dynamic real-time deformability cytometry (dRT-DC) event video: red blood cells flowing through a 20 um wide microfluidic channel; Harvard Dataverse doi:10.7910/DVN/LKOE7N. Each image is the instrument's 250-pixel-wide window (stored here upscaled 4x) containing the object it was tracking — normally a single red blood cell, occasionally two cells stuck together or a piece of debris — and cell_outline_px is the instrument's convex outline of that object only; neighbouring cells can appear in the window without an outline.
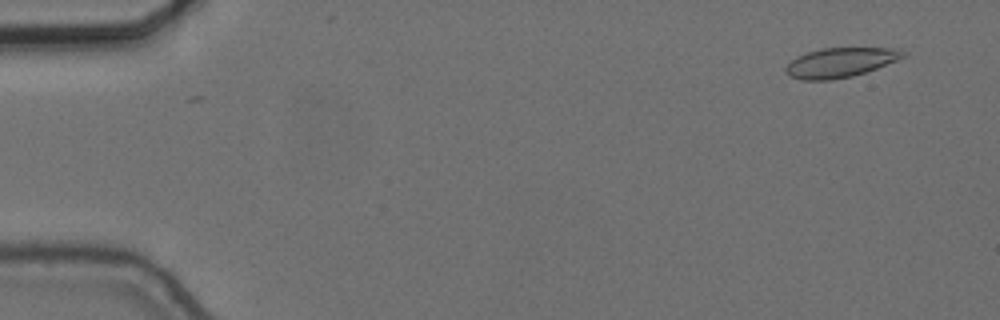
{"species": "common noctule bat (a hibernating species)", "species_latin": "Nyctalus noctula", "temperature_condition": "cold", "stored_images_in_passage": 5, "camera_frame_rate_fps": 3000, "um_per_image_px": 0.085, "animal": {"sex": "female", "body_mass_g": 24.6, "forearm_length_mm": 56.2}, "frame": {"image": 1, "passage_image": 3, "time_ms": 0.667, "image_size_px": [1000, 320], "cell_outline_px": [[908, 56], [876, 68], [852, 76], [832, 80], [800, 80], [788, 76], [784, 72], [784, 68], [796, 56], [820, 48], [900, 48]], "centroid_in_image_um": [71.4, 5.31], "position_along_channel_um": 13.6, "area_um2": 20.35}}